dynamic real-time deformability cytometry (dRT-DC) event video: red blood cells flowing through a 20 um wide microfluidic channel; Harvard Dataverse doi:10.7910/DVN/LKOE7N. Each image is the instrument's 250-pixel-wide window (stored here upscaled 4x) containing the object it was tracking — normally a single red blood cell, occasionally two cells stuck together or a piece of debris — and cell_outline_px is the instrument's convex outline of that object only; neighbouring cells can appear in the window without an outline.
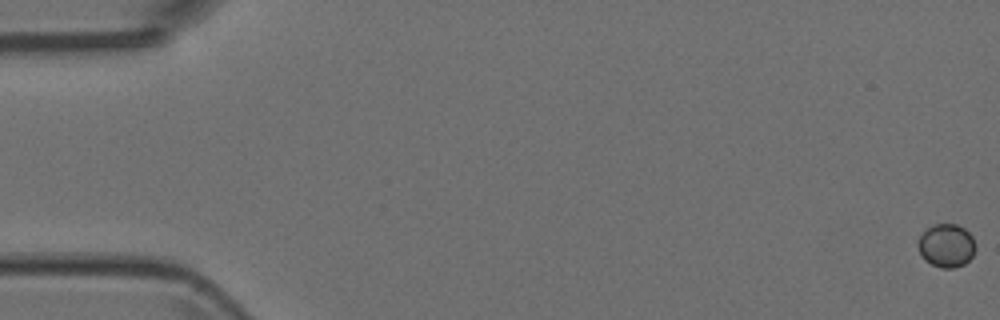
{"species": "Egyptian fruit bat (a non-hibernating species)", "species_latin": "Rousettus aegyptiacus", "temperature_condition": "room temperature", "stored_images_in_passage": 8, "camera_frame_rate_fps": 3000, "um_per_image_px": 0.085, "animal": {"sex": "female"}, "frame": {"image": 1, "passage_image": 1, "time_ms": 0.0, "image_size_px": [1000, 320], "cell_outline_px": [[976, 248], [972, 256], [964, 264], [956, 268], [940, 268], [924, 260], [916, 244], [920, 236], [932, 224], [956, 224], [964, 228], [972, 236], [976, 244]], "centroid_in_image_um": [80.45, 20.88], "position_along_channel_um": 4.6, "area_um2": 14.62}}
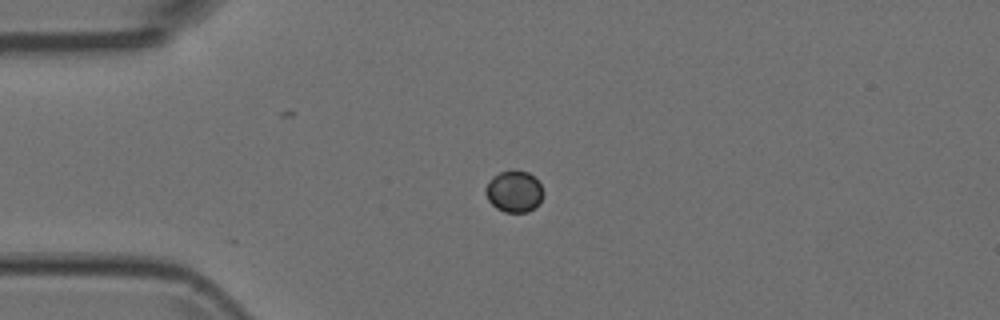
{"frame": {"image": 2, "passage_image": 5, "time_ms": 1.333, "image_size_px": [1000, 320], "cell_outline_px": [[544, 196], [528, 212], [504, 212], [496, 208], [488, 200], [484, 192], [484, 188], [488, 180], [492, 176], [500, 172], [512, 168], [528, 172], [540, 184], [544, 192]], "centroid_in_image_um": [43.65, 16.24], "position_along_channel_um": 41.3, "area_um2": 14.16}}
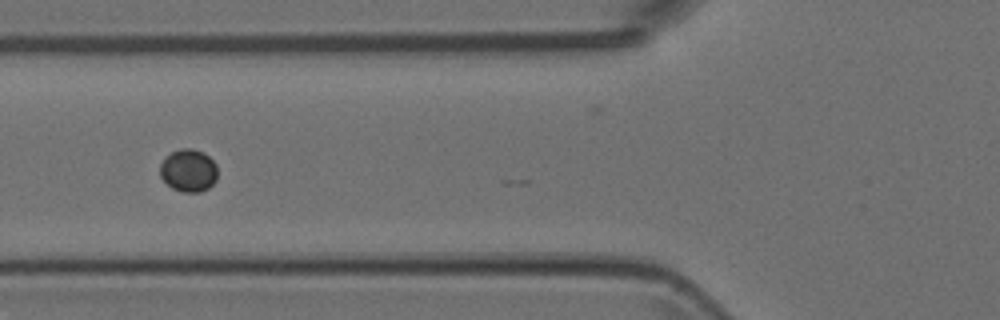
{"frame": {"image": 3, "passage_image": 7, "time_ms": 2.0, "image_size_px": [1000, 320], "cell_outline_px": [[216, 180], [208, 188], [200, 192], [180, 192], [172, 188], [160, 176], [160, 164], [172, 152], [180, 148], [192, 148], [204, 152], [216, 164]], "centroid_in_image_um": [16.03, 14.49], "position_along_channel_um": 109.8, "area_um2": 14.22}}